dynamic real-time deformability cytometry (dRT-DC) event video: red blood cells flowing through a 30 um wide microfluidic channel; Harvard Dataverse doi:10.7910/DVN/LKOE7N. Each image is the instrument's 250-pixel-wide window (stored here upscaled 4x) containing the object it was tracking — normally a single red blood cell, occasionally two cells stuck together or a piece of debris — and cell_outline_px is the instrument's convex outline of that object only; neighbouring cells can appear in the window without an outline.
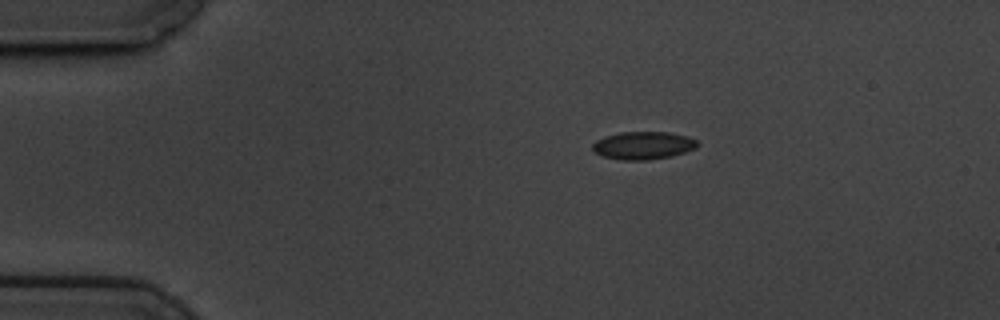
{"species": "common noctule bat (a hibernating species)", "species_latin": "Nyctalus noctula", "temperature_condition": "cold", "stored_images_in_passage": 4, "camera_frame_rate_fps": 3000, "um_per_image_px": 0.085, "animal": {"sex": "male", "body_mass_g": 19.5, "forearm_length_mm": 54.6}, "frame": {"image": 1, "passage_image": 1, "time_ms": 0.0, "image_size_px": [1000, 320], "cell_outline_px": [[696, 148], [672, 156], [648, 160], [620, 160], [604, 156], [596, 152], [592, 148], [592, 144], [596, 140], [604, 136], [620, 132], [668, 132], [688, 136], [696, 140]], "centroid_in_image_um": [54.65, 12.36], "position_along_channel_um": 30.3, "area_um2": 16.94}}
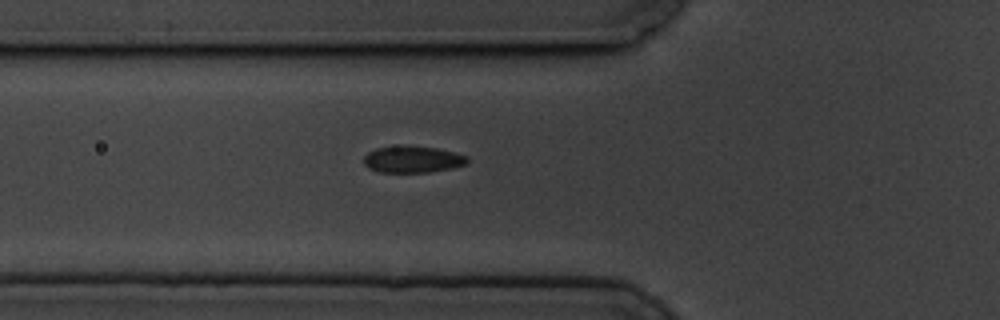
{"frame": {"image": 2, "passage_image": 4, "time_ms": 1.0, "image_size_px": [1000, 320], "cell_outline_px": [[468, 160], [464, 164], [452, 168], [428, 172], [380, 172], [368, 168], [364, 164], [364, 156], [368, 152], [376, 148], [404, 144], [436, 148], [456, 152], [468, 156]], "centroid_in_image_um": [35.05, 13.52], "position_along_channel_um": 90.7, "area_um2": 16.3}}